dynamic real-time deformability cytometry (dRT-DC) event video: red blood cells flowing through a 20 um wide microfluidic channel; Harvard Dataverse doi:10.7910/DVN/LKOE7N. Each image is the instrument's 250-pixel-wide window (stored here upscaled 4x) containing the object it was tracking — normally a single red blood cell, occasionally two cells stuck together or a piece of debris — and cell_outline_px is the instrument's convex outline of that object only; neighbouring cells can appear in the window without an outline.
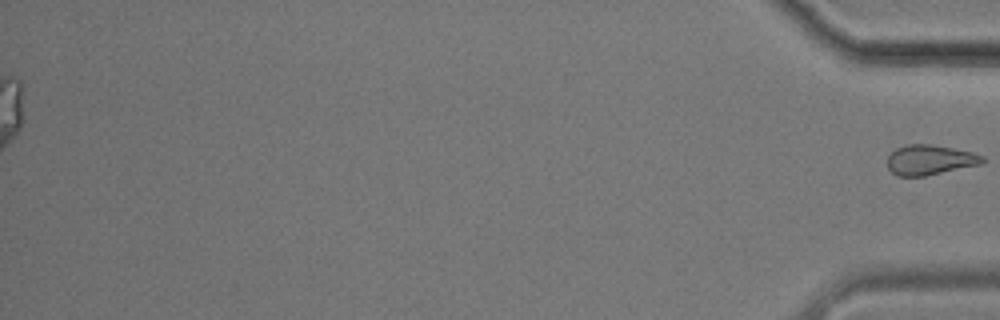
{"species": "common noctule bat (a hibernating species)", "species_latin": "Nyctalus noctula", "temperature_condition": "cold", "stored_images_in_passage": 57, "segment_of_instrument_passage": [2, 2], "camera_frame_rate_fps": 3000, "um_per_image_px": 0.085, "animal": {"sex": "male", "body_mass_g": 17.9}, "frame": {"image": 1, "passage_image": 57, "time_ms": 18.667, "image_size_px": [1000, 320], "cell_outline_px": [[984, 164], [924, 176], [896, 176], [888, 168], [888, 156], [896, 148], [908, 144], [932, 144], [972, 152], [984, 156]], "centroid_in_image_um": [79.06, 13.59], "position_along_channel_um": 356.1, "area_um2": 16.7}}